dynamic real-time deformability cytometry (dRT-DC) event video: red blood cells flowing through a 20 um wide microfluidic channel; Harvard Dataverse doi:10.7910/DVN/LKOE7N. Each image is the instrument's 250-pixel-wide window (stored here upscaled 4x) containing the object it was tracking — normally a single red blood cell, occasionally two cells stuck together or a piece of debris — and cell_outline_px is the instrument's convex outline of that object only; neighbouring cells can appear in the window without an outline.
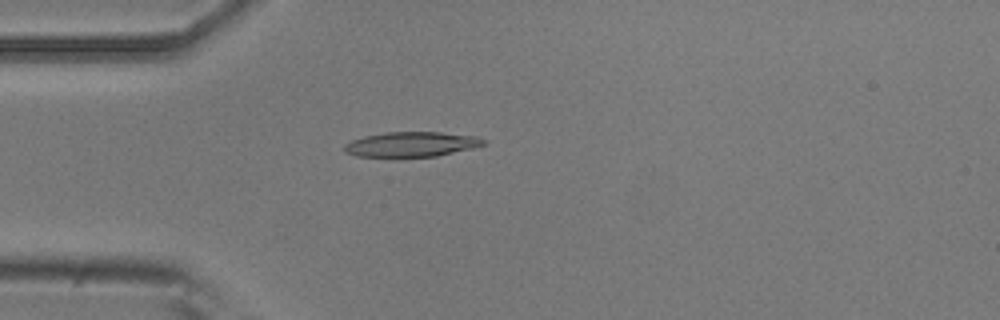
{"species": "common noctule bat (a hibernating species)", "species_latin": "Nyctalus noctula", "temperature_condition": "room temperature", "stored_images_in_passage": 4, "camera_frame_rate_fps": 3000, "um_per_image_px": 0.085, "animal": {"sex": "male", "body_mass_g": 20.5, "forearm_length_mm": 52.5}, "frame": {"image": 1, "passage_image": 4, "time_ms": 1.0, "image_size_px": [1000, 320], "cell_outline_px": [[484, 144], [472, 148], [436, 156], [356, 156], [344, 152], [344, 144], [352, 140], [364, 136], [384, 132], [440, 132], [476, 136], [484, 140]], "centroid_in_image_um": [34.93, 12.25], "position_along_channel_um": 50.1, "area_um2": 19.94}}